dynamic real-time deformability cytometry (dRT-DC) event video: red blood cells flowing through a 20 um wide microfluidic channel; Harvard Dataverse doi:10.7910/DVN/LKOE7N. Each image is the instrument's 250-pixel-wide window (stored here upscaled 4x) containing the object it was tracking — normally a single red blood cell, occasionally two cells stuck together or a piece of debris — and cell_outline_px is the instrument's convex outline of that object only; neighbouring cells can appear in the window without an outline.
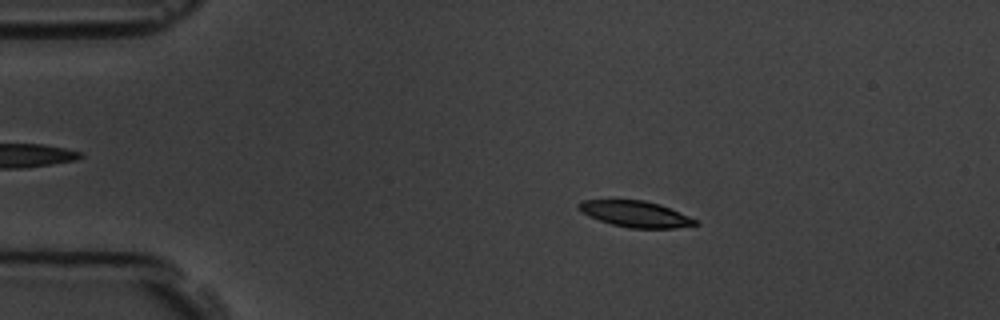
{"species": "common noctule bat (a hibernating species)", "species_latin": "Nyctalus noctula", "temperature_condition": "room temperature", "stored_images_in_passage": 5, "camera_frame_rate_fps": 3000, "um_per_image_px": 0.085, "animal": {"sex": "male", "body_mass_g": 19.5, "forearm_length_mm": 54.6}, "frame": {"image": 1, "passage_image": 2, "time_ms": 1.333, "image_size_px": [1000, 320], "cell_outline_px": [[700, 224], [676, 228], [628, 228], [612, 224], [588, 216], [580, 212], [576, 208], [576, 204], [584, 200], [644, 200], [660, 204], [700, 220]], "centroid_in_image_um": [54.03, 18.19], "position_along_channel_um": 31.0, "area_um2": 17.98}}
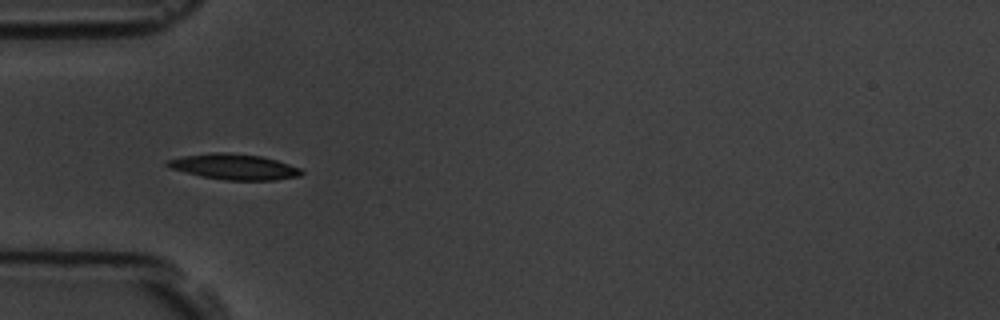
{"frame": {"image": 2, "passage_image": 4, "time_ms": 3.667, "image_size_px": [1000, 320], "cell_outline_px": [[304, 172], [300, 176], [276, 180], [224, 180], [200, 176], [168, 168], [164, 164], [168, 160], [180, 156], [212, 152], [224, 152], [260, 156], [276, 160], [300, 168]], "centroid_in_image_um": [19.85, 14.18], "position_along_channel_um": 65.1, "area_um2": 20.11}}
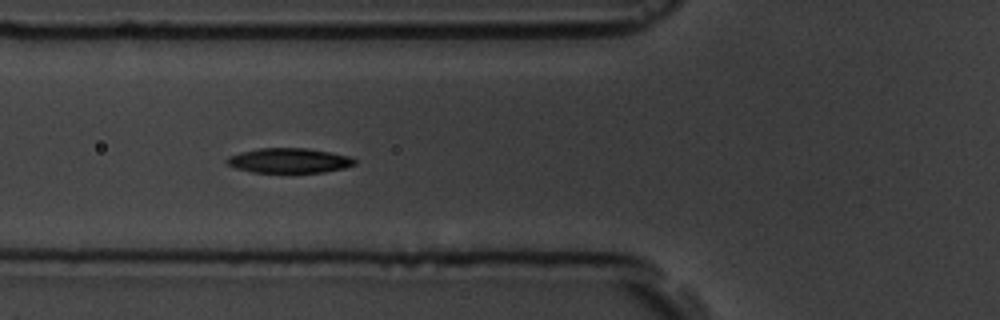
{"frame": {"image": 3, "passage_image": 5, "time_ms": 4.667, "image_size_px": [1000, 320], "cell_outline_px": [[356, 164], [344, 168], [324, 172], [252, 172], [236, 168], [228, 164], [224, 160], [228, 156], [240, 152], [260, 148], [308, 148], [352, 156], [356, 160]], "centroid_in_image_um": [24.59, 13.64], "position_along_channel_um": 101.2, "area_um2": 18.55}}